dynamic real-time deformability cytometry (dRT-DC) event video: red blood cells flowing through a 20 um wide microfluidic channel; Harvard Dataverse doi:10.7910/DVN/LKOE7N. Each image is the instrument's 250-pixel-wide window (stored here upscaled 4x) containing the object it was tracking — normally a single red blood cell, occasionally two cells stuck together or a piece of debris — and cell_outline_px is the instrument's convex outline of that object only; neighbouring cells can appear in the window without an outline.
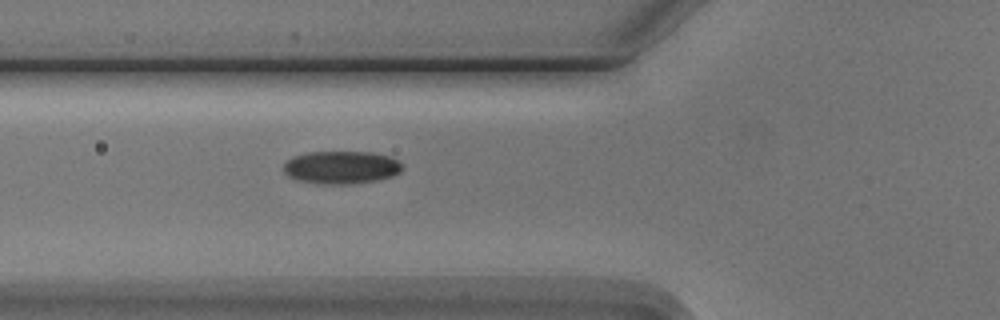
{"species": "Egyptian fruit bat (a non-hibernating species)", "species_latin": "Rousettus aegyptiacus", "temperature_condition": "cold", "stored_images_in_passage": 4, "camera_frame_rate_fps": 3000, "um_per_image_px": 0.085, "animal": {"sex": "male"}, "frame": {"image": 1, "passage_image": 4, "time_ms": 3.333, "image_size_px": [1000, 320], "cell_outline_px": [[404, 168], [400, 172], [392, 176], [376, 180], [352, 184], [316, 184], [296, 180], [288, 176], [284, 172], [284, 164], [292, 156], [308, 152], [372, 152], [392, 156], [404, 164]], "centroid_in_image_um": [29.03, 14.23], "position_along_channel_um": 96.8, "area_um2": 23.12}}